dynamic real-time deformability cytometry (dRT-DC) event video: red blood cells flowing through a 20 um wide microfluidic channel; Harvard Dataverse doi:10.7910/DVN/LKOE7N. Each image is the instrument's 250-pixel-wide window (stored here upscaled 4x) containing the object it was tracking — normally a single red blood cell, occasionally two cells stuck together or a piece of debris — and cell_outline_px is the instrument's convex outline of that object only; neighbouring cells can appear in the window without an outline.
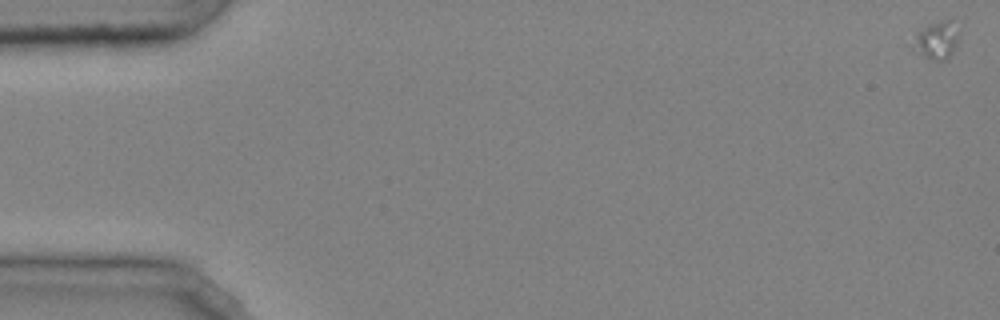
{"species": "common noctule bat (a hibernating species)", "species_latin": "Nyctalus noctula", "temperature_condition": "cold", "stored_images_in_passage": 44, "camera_frame_rate_fps": 3000, "um_per_image_px": 0.085, "animal": {"sex": "male", "body_mass_g": 20.4}, "frame": {"image": 1, "passage_image": 1, "time_ms": 0.0, "image_size_px": [1000, 320], "cell_outline_px": [[960, 32], [956, 44], [948, 60], [940, 64], [912, 52], [908, 44], [924, 28], [940, 20], [948, 20]], "centroid_in_image_um": [79.56, 3.53], "position_along_channel_um": 5.4, "area_um2": 10.46}}